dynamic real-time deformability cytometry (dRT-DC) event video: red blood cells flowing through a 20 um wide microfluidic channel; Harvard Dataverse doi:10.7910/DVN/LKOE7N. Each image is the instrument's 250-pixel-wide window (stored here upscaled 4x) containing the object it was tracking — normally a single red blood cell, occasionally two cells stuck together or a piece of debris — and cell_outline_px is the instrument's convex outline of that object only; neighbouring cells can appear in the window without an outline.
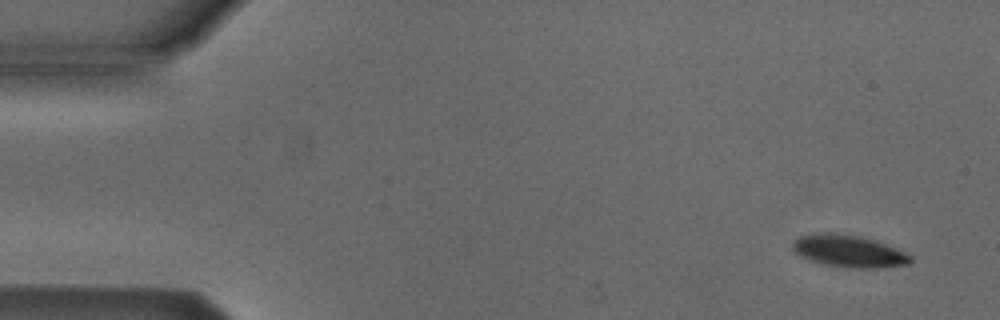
{"species": "Egyptian fruit bat (a non-hibernating species)", "species_latin": "Rousettus aegyptiacus", "temperature_condition": "cold", "stored_images_in_passage": 52, "camera_frame_rate_fps": 3000, "um_per_image_px": 0.085, "animal": {"sex": "male"}, "frame": {"image": 1, "passage_image": 2, "time_ms": 0.333, "image_size_px": [1000, 320], "cell_outline_px": [[912, 260], [908, 264], [876, 268], [848, 268], [824, 264], [808, 260], [800, 256], [792, 248], [792, 240], [800, 236], [828, 232], [832, 232], [860, 236], [896, 248], [912, 256]], "centroid_in_image_um": [72.11, 21.35], "position_along_channel_um": 12.9, "area_um2": 21.96}}
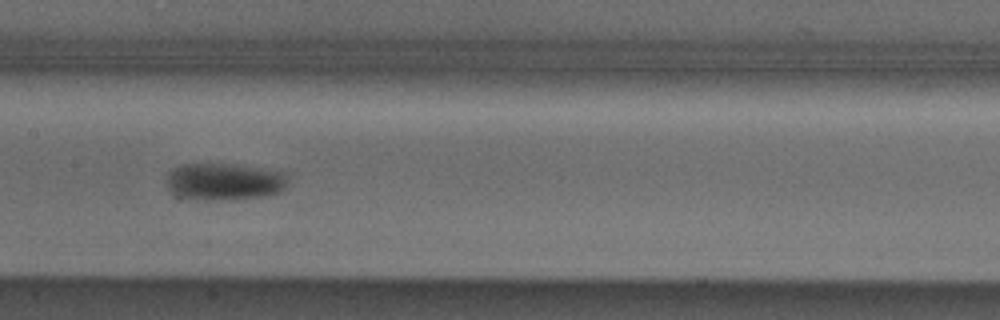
{"frame": {"image": 2, "passage_image": 25, "time_ms": 8.0, "image_size_px": [1000, 320], "cell_outline_px": [[288, 176], [284, 188], [280, 192], [264, 196], [232, 200], [188, 200], [168, 192], [164, 184], [168, 172], [172, 168], [184, 164], [224, 164], [288, 172]], "centroid_in_image_um": [18.97, 15.47], "position_along_channel_um": 188.4, "area_um2": 26.76}}
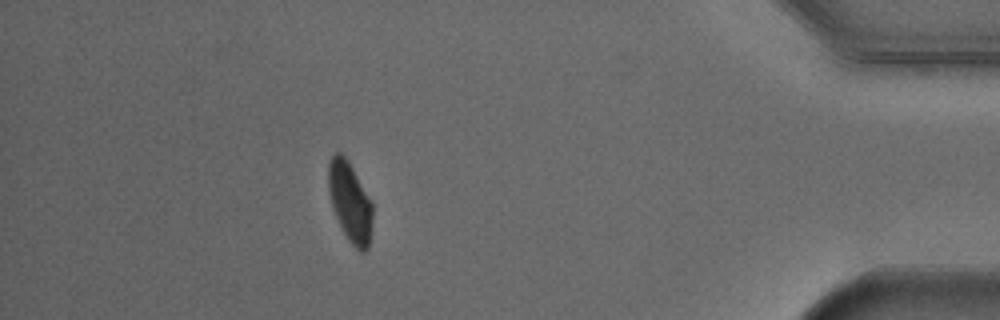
{"frame": {"image": 3, "passage_image": 46, "time_ms": 15.0, "image_size_px": [1000, 320], "cell_outline_px": [[372, 220], [368, 248], [364, 252], [360, 252], [348, 240], [332, 208], [328, 188], [328, 160], [336, 152], [340, 152], [348, 160], [372, 200]], "centroid_in_image_um": [29.75, 17.13], "position_along_channel_um": 405.5, "area_um2": 20.58}, "authors_computed_cell_mechanics": {"area_um2": 22.6576, "velocity_mm_per_s": 3.8367, "shape_relaxation_time_tau1_ms": 2.6019, "shape_relaxation_time_tau2_ms": null, "deformation_change_tau1": 0.1065, "deformation_change_tau2": null}}